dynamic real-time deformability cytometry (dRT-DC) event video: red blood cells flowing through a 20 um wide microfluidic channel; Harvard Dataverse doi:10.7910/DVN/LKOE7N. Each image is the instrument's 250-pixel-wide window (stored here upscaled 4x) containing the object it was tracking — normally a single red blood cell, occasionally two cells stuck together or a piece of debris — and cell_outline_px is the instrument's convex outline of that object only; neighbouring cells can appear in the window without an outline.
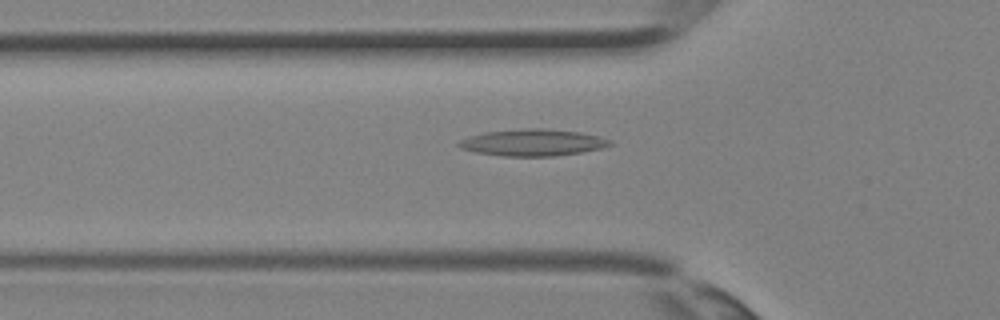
{"species": "Egyptian fruit bat (a non-hibernating species)", "species_latin": "Rousettus aegyptiacus", "temperature_condition": "room temperature", "stored_images_in_passage": 36, "camera_frame_rate_fps": 3000, "um_per_image_px": 0.085, "animal": {"sex": "female"}, "frame": {"image": 1, "passage_image": 12, "time_ms": 3.667, "image_size_px": [1000, 320], "cell_outline_px": [[612, 144], [604, 148], [556, 156], [500, 156], [476, 152], [460, 148], [456, 144], [460, 140], [468, 136], [484, 132], [528, 128], [540, 128], [580, 132], [612, 140]], "centroid_in_image_um": [45.26, 12.12], "position_along_channel_um": 80.5, "area_um2": 23.52}}
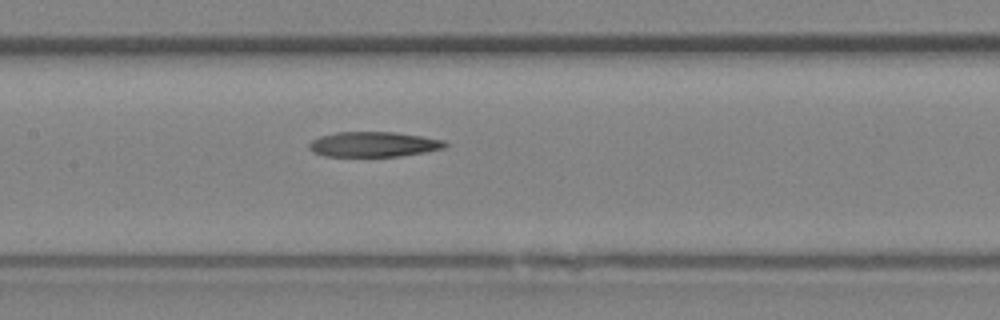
{"frame": {"image": 2, "passage_image": 17, "time_ms": 5.333, "image_size_px": [1000, 320], "cell_outline_px": [[448, 144], [444, 148], [424, 152], [400, 156], [324, 156], [312, 152], [308, 148], [308, 144], [312, 140], [320, 136], [336, 132], [396, 132], [444, 140]], "centroid_in_image_um": [31.72, 12.26], "position_along_channel_um": 175.7, "area_um2": 19.88}}
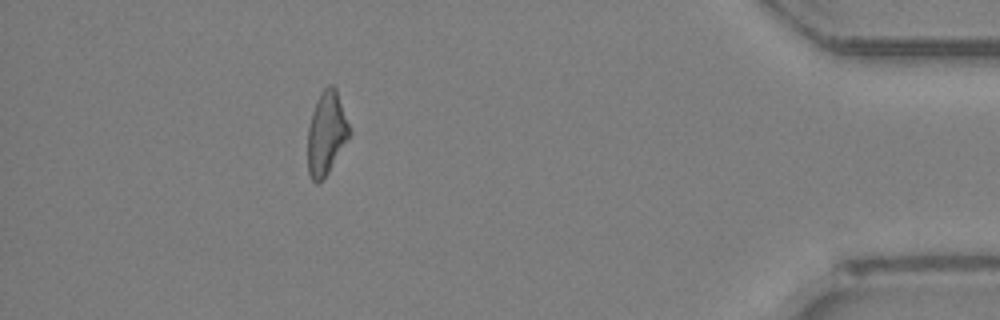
{"frame": {"image": 3, "passage_image": 32, "time_ms": 10.333, "image_size_px": [1000, 320], "cell_outline_px": [[352, 132], [324, 180], [316, 184], [312, 180], [308, 172], [308, 128], [312, 112], [316, 100], [320, 92], [328, 84], [332, 84], [336, 88]], "centroid_in_image_um": [27.74, 11.33], "position_along_channel_um": 407.5, "area_um2": 20.4}}